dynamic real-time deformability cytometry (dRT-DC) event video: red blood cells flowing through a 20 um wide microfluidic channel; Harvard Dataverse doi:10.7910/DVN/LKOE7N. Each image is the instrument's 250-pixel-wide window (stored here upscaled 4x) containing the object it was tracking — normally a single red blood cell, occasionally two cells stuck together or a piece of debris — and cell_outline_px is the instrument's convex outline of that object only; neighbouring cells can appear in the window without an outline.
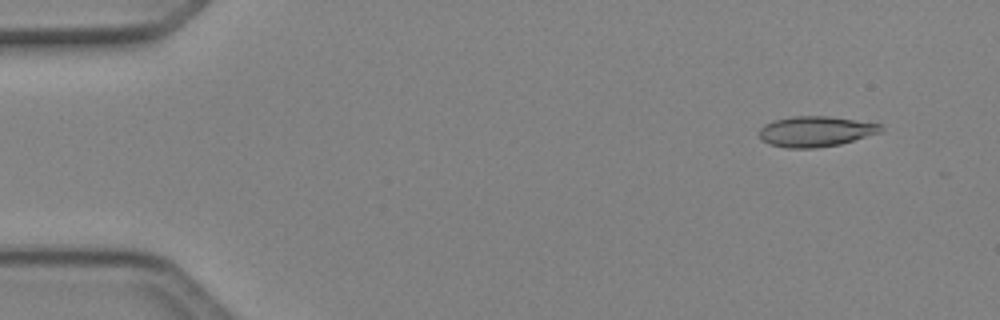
{"species": "Egyptian fruit bat (a non-hibernating species)", "species_latin": "Rousettus aegyptiacus", "temperature_condition": "cold", "stored_images_in_passage": 49, "camera_frame_rate_fps": 3000, "um_per_image_px": 0.085, "animal": {"sex": "female"}, "frame": {"image": 1, "passage_image": 4, "time_ms": 1.0, "image_size_px": [1000, 320], "cell_outline_px": [[884, 132], [840, 144], [816, 148], [784, 148], [768, 144], [760, 140], [760, 128], [764, 124], [772, 120], [792, 116], [832, 116], [880, 124], [884, 128]], "centroid_in_image_um": [69.33, 11.17], "position_along_channel_um": 15.7, "area_um2": 21.96}}
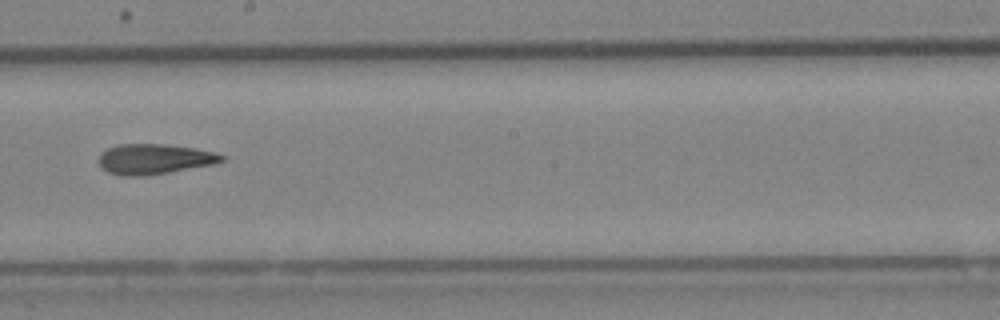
{"frame": {"image": 2, "passage_image": 28, "time_ms": 9.0, "image_size_px": [1000, 320], "cell_outline_px": [[228, 156], [224, 160], [216, 164], [144, 176], [124, 176], [108, 172], [100, 164], [100, 152], [108, 148], [120, 144], [164, 144], [192, 148], [216, 152]], "centroid_in_image_um": [13.17, 13.52], "position_along_channel_um": 235.0, "area_um2": 21.62}}
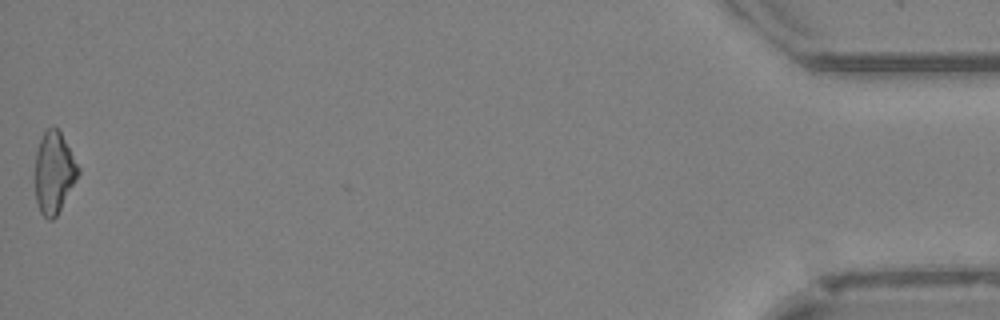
{"frame": {"image": 3, "passage_image": 49, "time_ms": 16.0, "image_size_px": [1000, 320], "cell_outline_px": [[80, 172], [76, 180], [56, 216], [52, 220], [48, 220], [40, 212], [36, 200], [32, 176], [36, 152], [40, 140], [44, 132], [52, 124], [60, 132], [80, 168]], "centroid_in_image_um": [4.54, 14.67], "position_along_channel_um": 430.7, "area_um2": 20.87}, "authors_computed_cell_mechanics": {"area_um2": 21.4438, "velocity_mm_per_s": 4.1617, "shape_relaxation_time_tau1_ms": null, "shape_relaxation_time_tau2_ms": 5.7138, "deformation_change_tau1": null, "deformation_change_tau2": 0.1581}}